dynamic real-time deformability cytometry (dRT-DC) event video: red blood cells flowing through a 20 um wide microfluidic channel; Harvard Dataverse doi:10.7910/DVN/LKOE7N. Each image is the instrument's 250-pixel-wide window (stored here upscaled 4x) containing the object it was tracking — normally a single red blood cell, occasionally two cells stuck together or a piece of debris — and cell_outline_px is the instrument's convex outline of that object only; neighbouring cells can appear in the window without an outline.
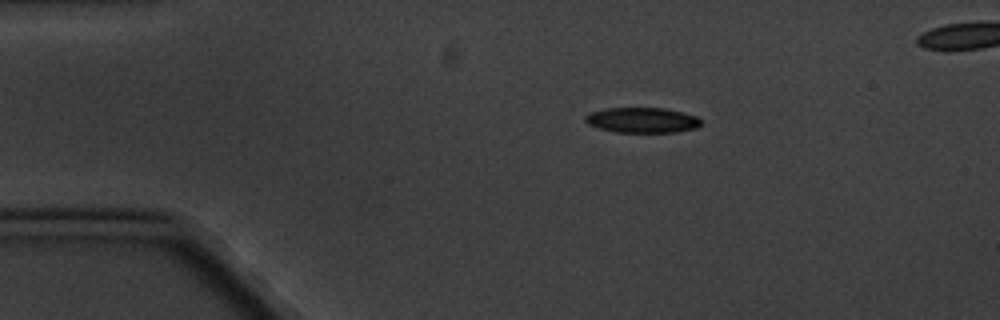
{"species": "common noctule bat (a hibernating species)", "species_latin": "Nyctalus noctula", "temperature_condition": "cold", "stored_images_in_passage": 6, "camera_frame_rate_fps": 3000, "um_per_image_px": 0.085, "animal": {"sex": "male", "body_mass_g": 20.1, "forearm_length_mm": 53.5}, "frame": {"image": 1, "passage_image": 3, "time_ms": 2.333, "image_size_px": [1000, 320], "cell_outline_px": [[700, 124], [696, 128], [676, 132], [616, 132], [600, 128], [588, 124], [584, 120], [584, 116], [592, 112], [608, 108], [664, 108], [696, 116], [700, 120]], "centroid_in_image_um": [54.57, 10.21], "position_along_channel_um": 30.4, "area_um2": 16.82}}